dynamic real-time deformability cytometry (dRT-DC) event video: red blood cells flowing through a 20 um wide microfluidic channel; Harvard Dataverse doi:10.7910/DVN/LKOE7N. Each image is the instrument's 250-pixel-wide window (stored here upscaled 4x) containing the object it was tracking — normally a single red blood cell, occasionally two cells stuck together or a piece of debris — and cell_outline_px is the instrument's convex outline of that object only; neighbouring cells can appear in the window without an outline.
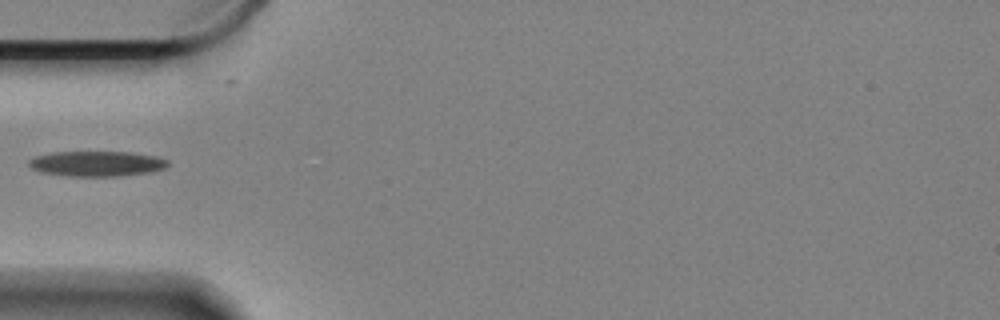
{"species": "Egyptian fruit bat (a non-hibernating species)", "species_latin": "Rousettus aegyptiacus", "temperature_condition": "cold", "stored_images_in_passage": 36, "camera_frame_rate_fps": 3000, "um_per_image_px": 0.085, "animal": {"sex": "female"}, "frame": {"image": 1, "passage_image": 1, "time_ms": 0.0, "image_size_px": [1000, 320], "cell_outline_px": [[168, 164], [164, 168], [148, 172], [116, 176], [72, 176], [44, 172], [32, 168], [28, 164], [28, 160], [36, 156], [52, 152], [132, 152], [156, 156], [168, 160]], "centroid_in_image_um": [8.23, 13.9], "position_along_channel_um": 76.8, "area_um2": 20.17}}
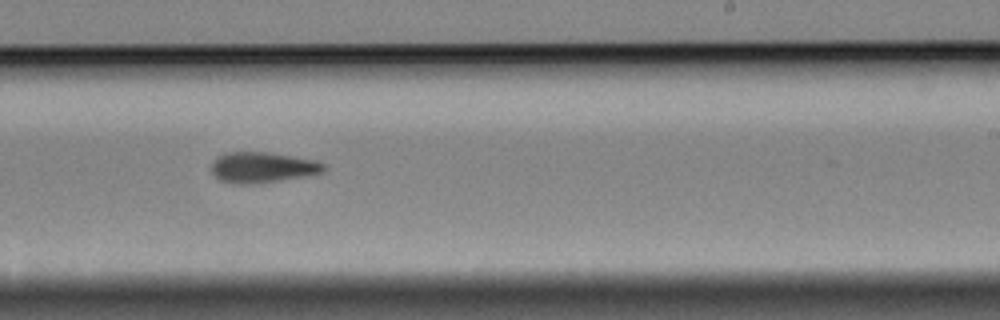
{"frame": {"image": 2, "passage_image": 18, "time_ms": 5.667, "image_size_px": [1000, 320], "cell_outline_px": [[328, 168], [324, 172], [304, 176], [280, 180], [248, 184], [236, 184], [220, 180], [212, 172], [212, 160], [216, 156], [224, 152], [268, 152], [316, 160], [324, 164]], "centroid_in_image_um": [22.3, 14.21], "position_along_channel_um": 266.7, "area_um2": 20.11}}
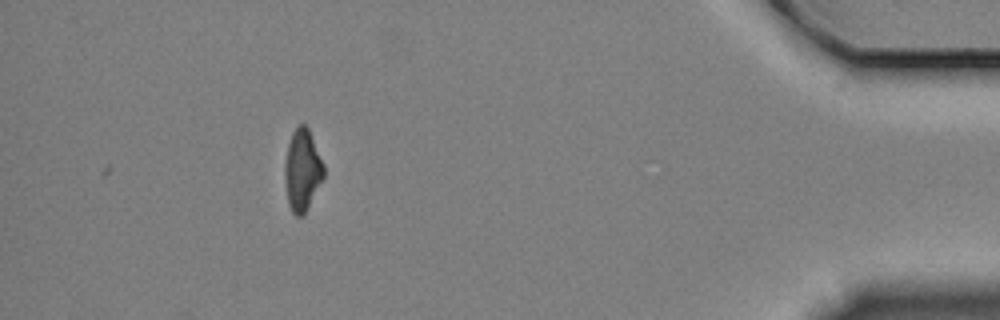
{"frame": {"image": 3, "passage_image": 36, "time_ms": 11.667, "image_size_px": [1000, 320], "cell_outline_px": [[324, 176], [304, 212], [300, 216], [296, 216], [292, 212], [288, 204], [284, 180], [284, 164], [288, 144], [292, 132], [300, 124], [304, 124], [308, 128], [324, 164]], "centroid_in_image_um": [25.67, 14.43], "position_along_channel_um": 409.5, "area_um2": 18.26}}